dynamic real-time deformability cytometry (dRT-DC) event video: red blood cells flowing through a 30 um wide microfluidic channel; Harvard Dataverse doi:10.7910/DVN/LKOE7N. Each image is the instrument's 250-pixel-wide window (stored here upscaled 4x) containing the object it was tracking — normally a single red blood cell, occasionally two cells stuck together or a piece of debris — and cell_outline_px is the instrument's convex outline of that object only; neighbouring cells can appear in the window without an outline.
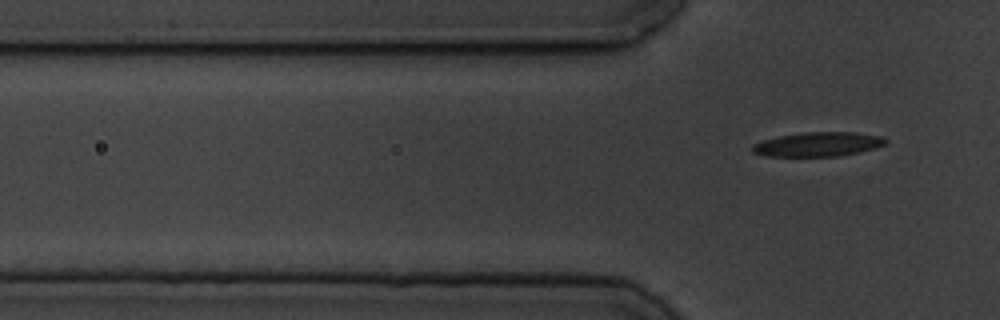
{"species": "common noctule bat (a hibernating species)", "species_latin": "Nyctalus noctula", "temperature_condition": "cold", "stored_images_in_passage": 4, "segment_of_instrument_passage": [2, 2], "camera_frame_rate_fps": 3000, "um_per_image_px": 0.085, "animal": {"sex": "male", "body_mass_g": 19.5, "forearm_length_mm": 54.6}, "frame": {"image": 1, "passage_image": 4, "time_ms": 3.667, "image_size_px": [1000, 320], "cell_outline_px": [[888, 140], [884, 144], [872, 148], [840, 156], [768, 156], [752, 152], [752, 144], [764, 140], [780, 136], [804, 132], [856, 132], [884, 136]], "centroid_in_image_um": [69.54, 12.25], "position_along_channel_um": 56.3, "area_um2": 18.67}}